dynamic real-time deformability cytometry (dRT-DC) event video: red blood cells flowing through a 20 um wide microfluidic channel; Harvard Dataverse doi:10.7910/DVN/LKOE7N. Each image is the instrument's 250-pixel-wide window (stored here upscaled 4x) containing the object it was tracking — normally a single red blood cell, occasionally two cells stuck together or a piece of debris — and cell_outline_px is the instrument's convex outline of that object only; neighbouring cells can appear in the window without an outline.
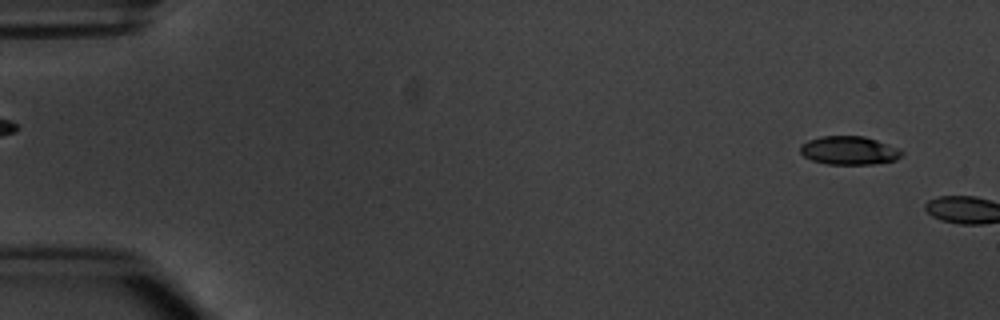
{"species": "common noctule bat (a hibernating species)", "species_latin": "Nyctalus noctula", "temperature_condition": "warm", "stored_images_in_passage": 3, "camera_frame_rate_fps": 3000, "um_per_image_px": 0.085, "animal": {"sex": "male", "body_mass_g": 20.1, "forearm_length_mm": 53.5}, "frame": {"image": 1, "passage_image": 2, "time_ms": 1.0, "image_size_px": [1000, 320], "cell_outline_px": [[904, 152], [896, 160], [872, 164], [828, 164], [812, 160], [804, 156], [800, 152], [800, 144], [808, 140], [820, 136], [864, 136], [900, 148]], "centroid_in_image_um": [72.17, 12.78], "position_along_channel_um": 12.8, "area_um2": 16.88}}